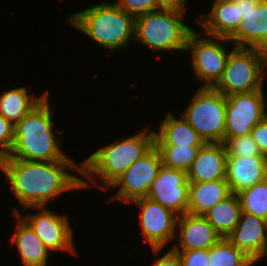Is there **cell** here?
I'll list each match as a JSON object with an SVG mask.
<instances>
[{"label":"cell","mask_w":267,"mask_h":266,"mask_svg":"<svg viewBox=\"0 0 267 266\" xmlns=\"http://www.w3.org/2000/svg\"><path fill=\"white\" fill-rule=\"evenodd\" d=\"M70 169L82 175V164L68 156L55 162L0 158V170L24 211L29 207H48L60 194L83 189L82 177L70 174Z\"/></svg>","instance_id":"6da1fadb"},{"label":"cell","mask_w":267,"mask_h":266,"mask_svg":"<svg viewBox=\"0 0 267 266\" xmlns=\"http://www.w3.org/2000/svg\"><path fill=\"white\" fill-rule=\"evenodd\" d=\"M148 128L137 132L127 138H120L114 143H108L99 147L90 154L82 164V188H90L96 181L101 190H107L119 177H121L128 167L138 159L142 158L155 146L154 130L149 133ZM98 178V180H97ZM87 179V180H86ZM96 180V181H95Z\"/></svg>","instance_id":"7a4b0ae2"},{"label":"cell","mask_w":267,"mask_h":266,"mask_svg":"<svg viewBox=\"0 0 267 266\" xmlns=\"http://www.w3.org/2000/svg\"><path fill=\"white\" fill-rule=\"evenodd\" d=\"M49 96L48 93L15 125L12 149L4 157L40 162L61 161L67 157L60 149L59 132L54 133V112Z\"/></svg>","instance_id":"3957f363"},{"label":"cell","mask_w":267,"mask_h":266,"mask_svg":"<svg viewBox=\"0 0 267 266\" xmlns=\"http://www.w3.org/2000/svg\"><path fill=\"white\" fill-rule=\"evenodd\" d=\"M67 22L108 51L122 50L135 38V18L113 1H102L77 13Z\"/></svg>","instance_id":"277c9868"},{"label":"cell","mask_w":267,"mask_h":266,"mask_svg":"<svg viewBox=\"0 0 267 266\" xmlns=\"http://www.w3.org/2000/svg\"><path fill=\"white\" fill-rule=\"evenodd\" d=\"M185 12L157 9L135 19L134 41L156 51H185L194 30L184 21Z\"/></svg>","instance_id":"5b68a950"},{"label":"cell","mask_w":267,"mask_h":266,"mask_svg":"<svg viewBox=\"0 0 267 266\" xmlns=\"http://www.w3.org/2000/svg\"><path fill=\"white\" fill-rule=\"evenodd\" d=\"M231 49L222 77L213 88L225 96L264 89L267 52L235 46Z\"/></svg>","instance_id":"8992f818"},{"label":"cell","mask_w":267,"mask_h":266,"mask_svg":"<svg viewBox=\"0 0 267 266\" xmlns=\"http://www.w3.org/2000/svg\"><path fill=\"white\" fill-rule=\"evenodd\" d=\"M226 96L214 88L199 87L181 115L205 143H224Z\"/></svg>","instance_id":"52a82bcc"},{"label":"cell","mask_w":267,"mask_h":266,"mask_svg":"<svg viewBox=\"0 0 267 266\" xmlns=\"http://www.w3.org/2000/svg\"><path fill=\"white\" fill-rule=\"evenodd\" d=\"M193 30L187 39L186 52L191 51V67L198 81H203L201 87L213 88L226 66L230 52L223 43L230 42L227 38L214 37ZM225 41V42H224Z\"/></svg>","instance_id":"ba28073f"},{"label":"cell","mask_w":267,"mask_h":266,"mask_svg":"<svg viewBox=\"0 0 267 266\" xmlns=\"http://www.w3.org/2000/svg\"><path fill=\"white\" fill-rule=\"evenodd\" d=\"M130 204L139 208L140 234L145 244L149 243L154 255L159 256L164 247L176 238L178 215L147 197L135 199Z\"/></svg>","instance_id":"9c48e42d"},{"label":"cell","mask_w":267,"mask_h":266,"mask_svg":"<svg viewBox=\"0 0 267 266\" xmlns=\"http://www.w3.org/2000/svg\"><path fill=\"white\" fill-rule=\"evenodd\" d=\"M264 89L226 96L224 139L250 134L267 115Z\"/></svg>","instance_id":"30bf717a"},{"label":"cell","mask_w":267,"mask_h":266,"mask_svg":"<svg viewBox=\"0 0 267 266\" xmlns=\"http://www.w3.org/2000/svg\"><path fill=\"white\" fill-rule=\"evenodd\" d=\"M39 211L34 214H27L24 217L17 208L14 213H18L33 229L44 245L52 252L67 251L72 255H78L74 244V230L71 228L67 214H57L46 209V206L29 207Z\"/></svg>","instance_id":"8fae6325"},{"label":"cell","mask_w":267,"mask_h":266,"mask_svg":"<svg viewBox=\"0 0 267 266\" xmlns=\"http://www.w3.org/2000/svg\"><path fill=\"white\" fill-rule=\"evenodd\" d=\"M161 166L160 152L154 146L142 158L128 167L125 173L110 186L113 189L119 187L111 199L130 203L135 199L146 197Z\"/></svg>","instance_id":"7c38bea8"},{"label":"cell","mask_w":267,"mask_h":266,"mask_svg":"<svg viewBox=\"0 0 267 266\" xmlns=\"http://www.w3.org/2000/svg\"><path fill=\"white\" fill-rule=\"evenodd\" d=\"M146 197L178 216L186 214L189 201L187 173L162 164Z\"/></svg>","instance_id":"4fadbf2b"},{"label":"cell","mask_w":267,"mask_h":266,"mask_svg":"<svg viewBox=\"0 0 267 266\" xmlns=\"http://www.w3.org/2000/svg\"><path fill=\"white\" fill-rule=\"evenodd\" d=\"M227 239L255 264L267 256V223L263 218L242 212Z\"/></svg>","instance_id":"5bb4252c"},{"label":"cell","mask_w":267,"mask_h":266,"mask_svg":"<svg viewBox=\"0 0 267 266\" xmlns=\"http://www.w3.org/2000/svg\"><path fill=\"white\" fill-rule=\"evenodd\" d=\"M176 229L173 250L209 249L222 238L203 216L188 213L178 216Z\"/></svg>","instance_id":"9a60e30c"},{"label":"cell","mask_w":267,"mask_h":266,"mask_svg":"<svg viewBox=\"0 0 267 266\" xmlns=\"http://www.w3.org/2000/svg\"><path fill=\"white\" fill-rule=\"evenodd\" d=\"M266 178V156H227L225 179L233 194H238Z\"/></svg>","instance_id":"2e32d148"},{"label":"cell","mask_w":267,"mask_h":266,"mask_svg":"<svg viewBox=\"0 0 267 266\" xmlns=\"http://www.w3.org/2000/svg\"><path fill=\"white\" fill-rule=\"evenodd\" d=\"M227 151L224 143H204L188 169L189 182L225 179Z\"/></svg>","instance_id":"e0dca14e"},{"label":"cell","mask_w":267,"mask_h":266,"mask_svg":"<svg viewBox=\"0 0 267 266\" xmlns=\"http://www.w3.org/2000/svg\"><path fill=\"white\" fill-rule=\"evenodd\" d=\"M210 10L208 15L200 14L199 20L196 19L203 28V34L229 39L242 20V17H239L238 5L233 0H214Z\"/></svg>","instance_id":"ac0fdd59"},{"label":"cell","mask_w":267,"mask_h":266,"mask_svg":"<svg viewBox=\"0 0 267 266\" xmlns=\"http://www.w3.org/2000/svg\"><path fill=\"white\" fill-rule=\"evenodd\" d=\"M237 48H257L267 52V0L242 17L237 31L229 38Z\"/></svg>","instance_id":"d6986e66"},{"label":"cell","mask_w":267,"mask_h":266,"mask_svg":"<svg viewBox=\"0 0 267 266\" xmlns=\"http://www.w3.org/2000/svg\"><path fill=\"white\" fill-rule=\"evenodd\" d=\"M13 214L17 227L10 241L18 249L23 266H47L51 251L18 213Z\"/></svg>","instance_id":"ffe728a7"},{"label":"cell","mask_w":267,"mask_h":266,"mask_svg":"<svg viewBox=\"0 0 267 266\" xmlns=\"http://www.w3.org/2000/svg\"><path fill=\"white\" fill-rule=\"evenodd\" d=\"M232 194L226 179L207 182H189L187 213L203 216L213 206Z\"/></svg>","instance_id":"44dd1931"},{"label":"cell","mask_w":267,"mask_h":266,"mask_svg":"<svg viewBox=\"0 0 267 266\" xmlns=\"http://www.w3.org/2000/svg\"><path fill=\"white\" fill-rule=\"evenodd\" d=\"M175 117L168 111L159 123V131H154L155 146H202L205 143L182 115L179 119Z\"/></svg>","instance_id":"7402d4cb"},{"label":"cell","mask_w":267,"mask_h":266,"mask_svg":"<svg viewBox=\"0 0 267 266\" xmlns=\"http://www.w3.org/2000/svg\"><path fill=\"white\" fill-rule=\"evenodd\" d=\"M48 92L47 90L40 96H35L28 92L27 86L8 89L0 95V114L16 125L46 97Z\"/></svg>","instance_id":"603a6c76"},{"label":"cell","mask_w":267,"mask_h":266,"mask_svg":"<svg viewBox=\"0 0 267 266\" xmlns=\"http://www.w3.org/2000/svg\"><path fill=\"white\" fill-rule=\"evenodd\" d=\"M241 213L240 199L237 194L232 193L213 206L203 217L222 238H227L238 224Z\"/></svg>","instance_id":"cb8c5ba5"},{"label":"cell","mask_w":267,"mask_h":266,"mask_svg":"<svg viewBox=\"0 0 267 266\" xmlns=\"http://www.w3.org/2000/svg\"><path fill=\"white\" fill-rule=\"evenodd\" d=\"M209 266H253L255 263L227 238L208 249Z\"/></svg>","instance_id":"d4e9b609"},{"label":"cell","mask_w":267,"mask_h":266,"mask_svg":"<svg viewBox=\"0 0 267 266\" xmlns=\"http://www.w3.org/2000/svg\"><path fill=\"white\" fill-rule=\"evenodd\" d=\"M237 195L242 212L267 219V178Z\"/></svg>","instance_id":"484cf974"},{"label":"cell","mask_w":267,"mask_h":266,"mask_svg":"<svg viewBox=\"0 0 267 266\" xmlns=\"http://www.w3.org/2000/svg\"><path fill=\"white\" fill-rule=\"evenodd\" d=\"M164 166L187 172L201 146H155Z\"/></svg>","instance_id":"4316f807"},{"label":"cell","mask_w":267,"mask_h":266,"mask_svg":"<svg viewBox=\"0 0 267 266\" xmlns=\"http://www.w3.org/2000/svg\"><path fill=\"white\" fill-rule=\"evenodd\" d=\"M227 156H256L261 155L251 134L224 139Z\"/></svg>","instance_id":"83f0119b"},{"label":"cell","mask_w":267,"mask_h":266,"mask_svg":"<svg viewBox=\"0 0 267 266\" xmlns=\"http://www.w3.org/2000/svg\"><path fill=\"white\" fill-rule=\"evenodd\" d=\"M113 2L135 19L157 10L156 0H115Z\"/></svg>","instance_id":"f1b7e54d"},{"label":"cell","mask_w":267,"mask_h":266,"mask_svg":"<svg viewBox=\"0 0 267 266\" xmlns=\"http://www.w3.org/2000/svg\"><path fill=\"white\" fill-rule=\"evenodd\" d=\"M15 125L0 114V158L7 156L14 142Z\"/></svg>","instance_id":"f546056e"},{"label":"cell","mask_w":267,"mask_h":266,"mask_svg":"<svg viewBox=\"0 0 267 266\" xmlns=\"http://www.w3.org/2000/svg\"><path fill=\"white\" fill-rule=\"evenodd\" d=\"M174 251L178 253L182 266H209L208 249Z\"/></svg>","instance_id":"4dcf8cb0"},{"label":"cell","mask_w":267,"mask_h":266,"mask_svg":"<svg viewBox=\"0 0 267 266\" xmlns=\"http://www.w3.org/2000/svg\"><path fill=\"white\" fill-rule=\"evenodd\" d=\"M250 134L256 142L261 155L267 157V115L252 129Z\"/></svg>","instance_id":"1f68e13d"},{"label":"cell","mask_w":267,"mask_h":266,"mask_svg":"<svg viewBox=\"0 0 267 266\" xmlns=\"http://www.w3.org/2000/svg\"><path fill=\"white\" fill-rule=\"evenodd\" d=\"M151 263V266H182L178 253L175 252L172 248L162 257L158 258L157 256L156 260Z\"/></svg>","instance_id":"d6a6232c"},{"label":"cell","mask_w":267,"mask_h":266,"mask_svg":"<svg viewBox=\"0 0 267 266\" xmlns=\"http://www.w3.org/2000/svg\"><path fill=\"white\" fill-rule=\"evenodd\" d=\"M187 0H156L157 9L186 12Z\"/></svg>","instance_id":"836d02e7"},{"label":"cell","mask_w":267,"mask_h":266,"mask_svg":"<svg viewBox=\"0 0 267 266\" xmlns=\"http://www.w3.org/2000/svg\"><path fill=\"white\" fill-rule=\"evenodd\" d=\"M238 5L239 17H244L254 8H257L262 0H233Z\"/></svg>","instance_id":"e575fe53"}]
</instances>
